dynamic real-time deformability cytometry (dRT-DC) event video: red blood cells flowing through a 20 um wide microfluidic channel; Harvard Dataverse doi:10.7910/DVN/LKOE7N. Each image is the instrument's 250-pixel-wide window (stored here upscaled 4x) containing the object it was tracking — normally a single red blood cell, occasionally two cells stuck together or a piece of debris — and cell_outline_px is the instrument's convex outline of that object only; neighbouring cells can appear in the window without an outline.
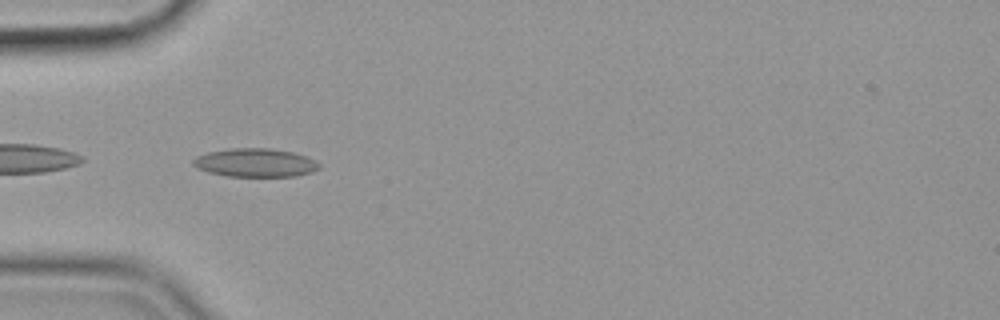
{"species": "common noctule bat (a hibernating species)", "species_latin": "Nyctalus noctula", "temperature_condition": "cold", "stored_images_in_passage": 50, "camera_frame_rate_fps": 3000, "um_per_image_px": 0.085, "animal": {"sex": "female", "body_mass_g": 19.9}, "frame": {"image": 1, "passage_image": 11, "time_ms": 3.333, "image_size_px": [1000, 320], "cell_outline_px": [[320, 168], [312, 172], [296, 176], [224, 176], [208, 172], [196, 168], [192, 164], [192, 160], [196, 156], [208, 152], [228, 148], [268, 148], [292, 152], [316, 160], [320, 164]], "centroid_in_image_um": [21.67, 13.83], "position_along_channel_um": 63.3, "area_um2": 21.04}}
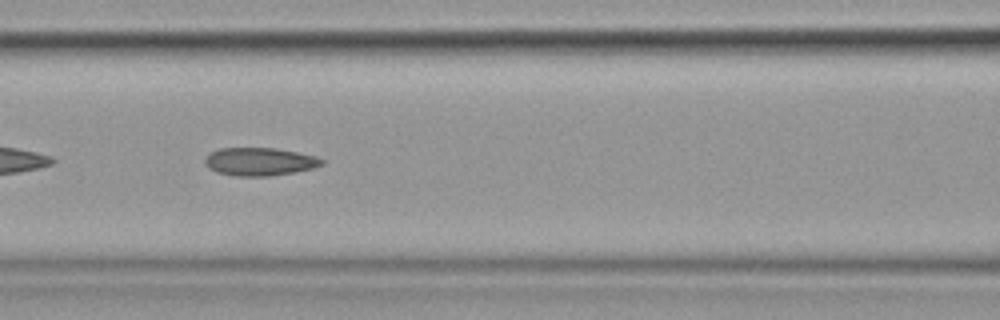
{"frame": {"image": 2, "passage_image": 18, "time_ms": 5.667, "image_size_px": [1000, 320], "cell_outline_px": [[324, 164], [312, 168], [296, 172], [268, 176], [232, 176], [216, 172], [208, 168], [204, 164], [204, 160], [212, 152], [220, 148], [276, 148], [316, 156], [324, 160]], "centroid_in_image_um": [22.06, 13.75], "position_along_channel_um": 144.5, "area_um2": 19.13}}
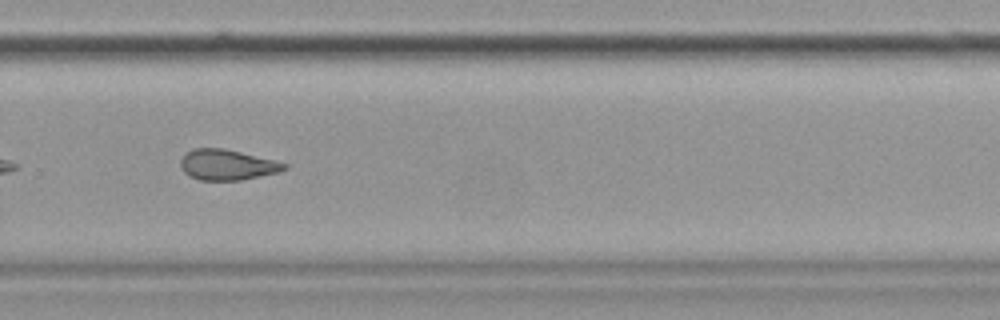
{"frame": {"image": 3, "passage_image": 32, "time_ms": 10.333, "image_size_px": [1000, 320], "cell_outline_px": [[288, 168], [280, 172], [240, 180], [200, 180], [184, 172], [180, 164], [180, 160], [192, 148], [224, 148], [288, 164]], "centroid_in_image_um": [19.32, 14.01], "position_along_channel_um": 310.5, "area_um2": 18.21}, "authors_computed_cell_mechanics": {"area_um2": 19.8254, "velocity_mm_per_s": 3.5698, "shape_relaxation_time_tau1_ms": null, "shape_relaxation_time_tau2_ms": 3.4731, "deformation_change_tau1": null, "deformation_change_tau2": 0.0983}}